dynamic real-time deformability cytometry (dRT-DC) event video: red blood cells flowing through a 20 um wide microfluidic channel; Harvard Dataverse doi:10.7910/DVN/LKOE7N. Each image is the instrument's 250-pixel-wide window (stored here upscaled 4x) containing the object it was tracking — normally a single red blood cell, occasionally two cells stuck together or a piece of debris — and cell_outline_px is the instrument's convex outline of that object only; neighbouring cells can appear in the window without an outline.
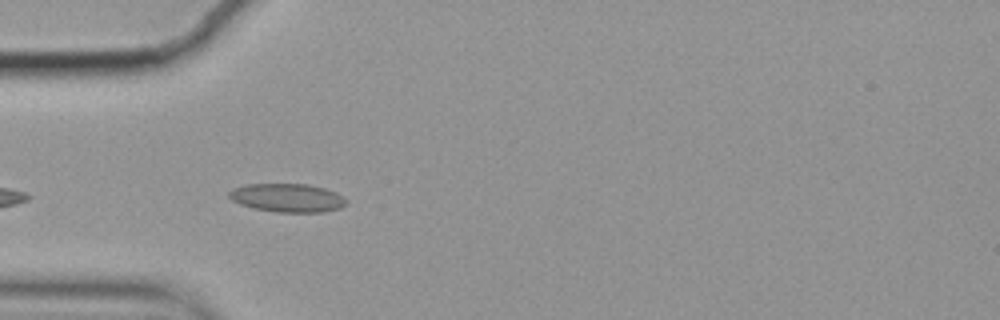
{"species": "common noctule bat (a hibernating species)", "species_latin": "Nyctalus noctula", "temperature_condition": "cold", "stored_images_in_passage": 22, "camera_frame_rate_fps": 3000, "um_per_image_px": 0.085, "animal": {"sex": "female", "body_mass_g": 19.9}, "frame": {"image": 1, "passage_image": 4, "time_ms": 1.0, "image_size_px": [1000, 320], "cell_outline_px": [[348, 204], [340, 208], [324, 212], [276, 212], [252, 208], [240, 204], [232, 200], [228, 196], [228, 192], [232, 188], [244, 184], [308, 184], [324, 188], [336, 192], [348, 200]], "centroid_in_image_um": [24.43, 16.81], "position_along_channel_um": 60.6, "area_um2": 19.71}}
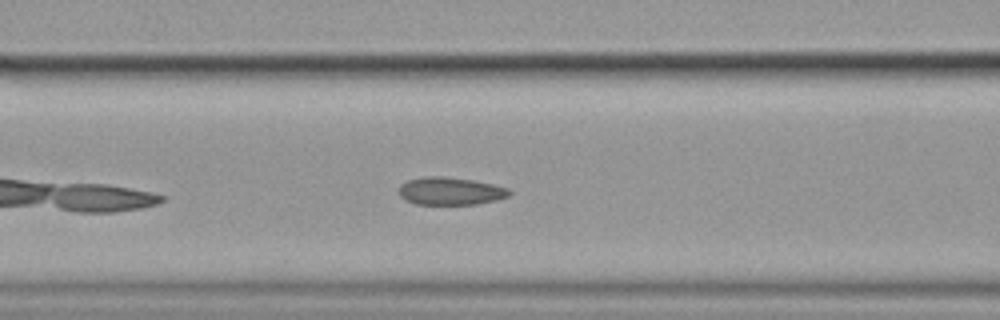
{"frame": {"image": 2, "passage_image": 10, "time_ms": 3.0, "image_size_px": [1000, 320], "cell_outline_px": [[512, 192], [508, 196], [496, 200], [476, 204], [416, 204], [404, 200], [400, 196], [400, 184], [408, 180], [424, 176], [444, 176], [472, 180], [492, 184], [508, 188]], "centroid_in_image_um": [38.27, 16.24], "position_along_channel_um": 128.3, "area_um2": 17.8}}
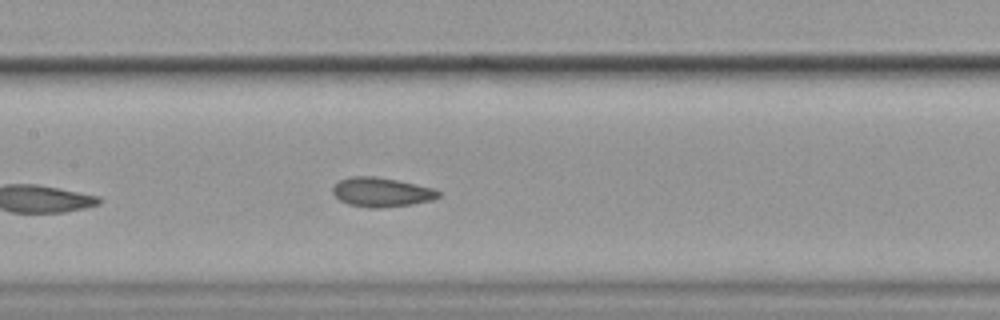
{"frame": {"image": 3, "passage_image": 14, "time_ms": 4.333, "image_size_px": [1000, 320], "cell_outline_px": [[440, 196], [432, 200], [412, 204], [376, 208], [368, 208], [348, 204], [340, 200], [332, 192], [332, 188], [340, 180], [348, 176], [376, 176], [416, 184], [432, 188], [440, 192]], "centroid_in_image_um": [32.4, 16.33], "position_along_channel_um": 175.0, "area_um2": 17.98}}